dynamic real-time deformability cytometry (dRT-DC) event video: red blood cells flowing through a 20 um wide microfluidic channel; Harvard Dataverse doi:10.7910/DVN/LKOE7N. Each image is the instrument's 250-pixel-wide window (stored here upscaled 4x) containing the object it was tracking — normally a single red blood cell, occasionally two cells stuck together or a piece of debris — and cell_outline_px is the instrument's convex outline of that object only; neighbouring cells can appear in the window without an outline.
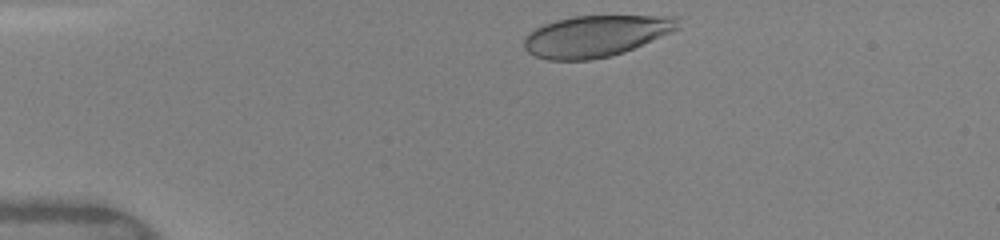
{"species": "human", "species_latin": "Homo sapiens", "temperature_condition": "warm", "stored_images_in_passage": 33, "camera_frame_rate_fps": 3000, "um_per_image_px": 0.085, "donor": {"sex": "female"}, "frame": {"image": 1, "passage_image": 1, "time_ms": 0.0, "image_size_px": [1000, 240], "cell_outline_px": [[680, 28], [672, 32], [624, 52], [608, 56], [588, 60], [548, 60], [536, 56], [528, 52], [524, 48], [524, 40], [528, 32], [544, 24], [556, 20], [576, 16], [676, 16]], "centroid_in_image_um": [50.63, 3.06], "position_along_channel_um": 34.4, "area_um2": 36.88}}
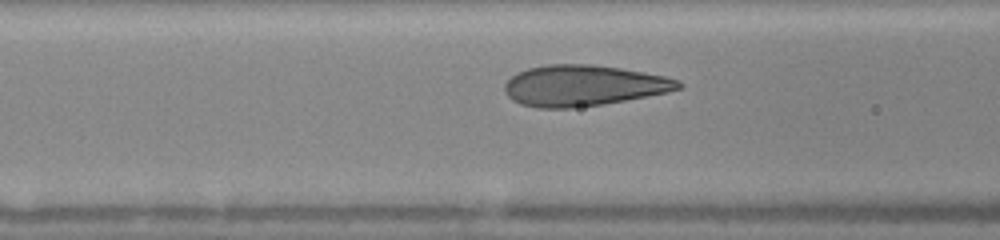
{"frame": {"image": 2, "passage_image": 11, "time_ms": 3.333, "image_size_px": [1000, 240], "cell_outline_px": [[684, 88], [668, 92], [604, 104], [572, 108], [536, 108], [520, 104], [512, 100], [504, 92], [504, 84], [516, 72], [528, 68], [548, 64], [592, 64], [620, 68], [664, 76], [680, 80], [684, 84]], "centroid_in_image_um": [49.58, 7.28], "position_along_channel_um": 117.0, "area_um2": 41.67}}
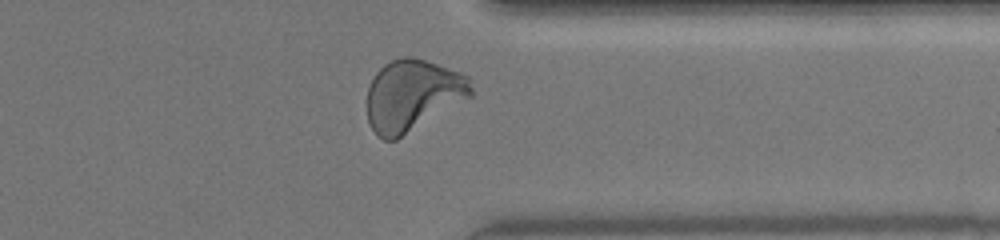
{"frame": {"image": 3, "passage_image": 30, "time_ms": 9.667, "image_size_px": [1000, 240], "cell_outline_px": [[472, 96], [396, 140], [384, 140], [372, 128], [368, 120], [368, 88], [376, 72], [384, 64], [392, 60], [404, 56], [412, 56], [460, 72], [468, 76], [472, 88]], "centroid_in_image_um": [35.07, 8.09], "position_along_channel_um": 376.3, "area_um2": 42.89}, "authors_computed_cell_mechanics": {"area_um2": 40.8068, "velocity_mm_per_s": 4.1143, "shape_relaxation_time_tau1_ms": 3.6285, "shape_relaxation_time_tau2_ms": null, "deformation_change_tau1": 0.1776, "deformation_change_tau2": null}}